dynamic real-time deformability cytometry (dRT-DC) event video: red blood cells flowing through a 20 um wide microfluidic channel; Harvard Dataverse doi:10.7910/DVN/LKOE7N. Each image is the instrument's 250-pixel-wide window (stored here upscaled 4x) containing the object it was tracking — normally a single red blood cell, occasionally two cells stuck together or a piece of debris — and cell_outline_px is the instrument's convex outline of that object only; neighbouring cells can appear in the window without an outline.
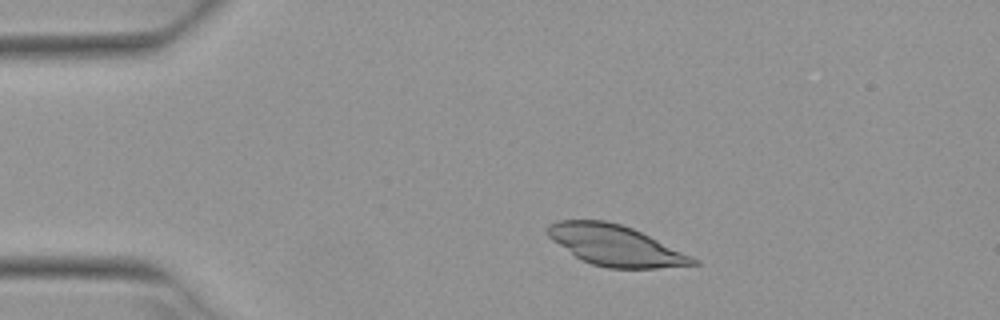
{"species": "Egyptian fruit bat (a non-hibernating species)", "species_latin": "Rousettus aegyptiacus", "temperature_condition": "warm", "stored_images_in_passage": 3, "camera_frame_rate_fps": 3000, "um_per_image_px": 0.085, "animal": {"sex": "female"}, "frame": {"image": 1, "passage_image": 1, "time_ms": 0.0, "image_size_px": [1000, 320], "cell_outline_px": [[700, 264], [656, 268], [608, 268], [592, 264], [580, 260], [552, 240], [548, 236], [548, 224], [556, 220], [604, 220], [620, 224], [632, 228], [692, 256], [700, 260]], "centroid_in_image_um": [52.29, 20.86], "position_along_channel_um": 32.7, "area_um2": 34.22}}